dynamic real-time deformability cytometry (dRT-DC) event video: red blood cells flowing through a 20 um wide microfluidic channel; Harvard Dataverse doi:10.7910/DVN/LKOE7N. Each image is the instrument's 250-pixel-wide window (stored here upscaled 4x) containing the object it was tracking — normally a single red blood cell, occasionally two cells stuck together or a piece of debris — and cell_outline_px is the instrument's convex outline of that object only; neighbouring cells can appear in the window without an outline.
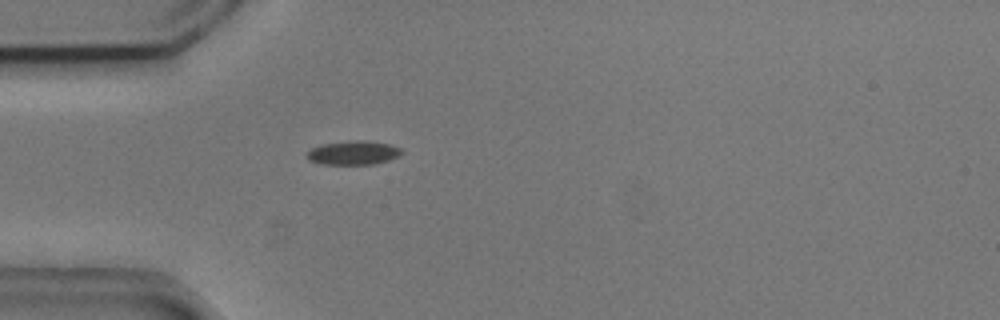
{"species": "common noctule bat (a hibernating species)", "species_latin": "Nyctalus noctula", "temperature_condition": "cold", "stored_images_in_passage": 1, "camera_frame_rate_fps": 3000, "um_per_image_px": 0.085, "animal": {"sex": "male", "body_mass_g": 20.5, "forearm_length_mm": 52.5}, "frame": {"image": 1, "passage_image": 1, "time_ms": 0.0, "image_size_px": [1000, 320], "cell_outline_px": [[404, 152], [400, 156], [376, 164], [320, 164], [308, 160], [308, 152], [312, 148], [320, 144], [348, 140], [364, 140], [388, 144], [400, 148]], "centroid_in_image_um": [30.04, 12.98], "position_along_channel_um": 55.0, "area_um2": 13.29}}